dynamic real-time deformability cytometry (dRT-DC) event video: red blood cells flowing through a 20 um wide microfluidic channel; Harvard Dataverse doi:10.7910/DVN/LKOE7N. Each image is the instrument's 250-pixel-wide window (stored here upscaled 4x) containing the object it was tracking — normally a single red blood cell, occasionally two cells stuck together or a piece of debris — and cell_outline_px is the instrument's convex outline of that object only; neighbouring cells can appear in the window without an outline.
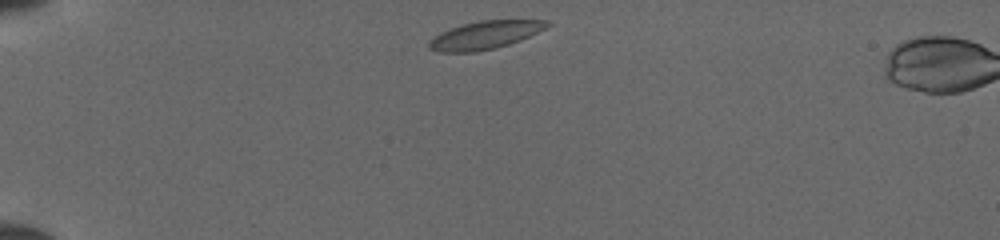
{"species": "common noctule bat (a hibernating species)", "species_latin": "Nyctalus noctula", "temperature_condition": "cold", "stored_images_in_passage": 4, "camera_frame_rate_fps": 3000, "um_per_image_px": 0.085, "animal": {"sex": "female", "body_mass_g": 19.5, "forearm_length_mm": 54.1}, "frame": {"image": 1, "passage_image": 2, "time_ms": 0.333, "image_size_px": [1000, 240], "cell_outline_px": [[552, 24], [520, 40], [508, 44], [492, 48], [472, 52], [440, 52], [428, 48], [428, 44], [440, 32], [464, 24], [480, 20], [548, 20]], "centroid_in_image_um": [41.22, 2.97], "position_along_channel_um": 43.8, "area_um2": 18.79}}